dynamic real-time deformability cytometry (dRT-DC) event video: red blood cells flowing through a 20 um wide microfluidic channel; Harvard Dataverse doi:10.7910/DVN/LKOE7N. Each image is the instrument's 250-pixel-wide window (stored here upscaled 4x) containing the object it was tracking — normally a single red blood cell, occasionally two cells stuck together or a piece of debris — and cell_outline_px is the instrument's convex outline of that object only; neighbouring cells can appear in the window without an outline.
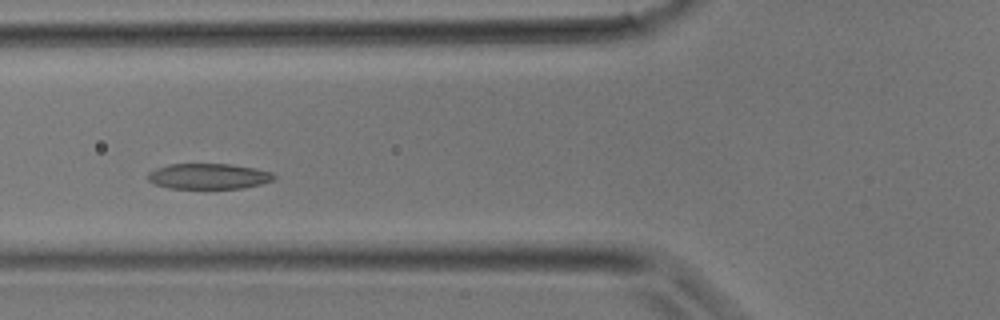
{"species": "common noctule bat (a hibernating species)", "species_latin": "Nyctalus noctula", "temperature_condition": "room temperature", "stored_images_in_passage": 26, "camera_frame_rate_fps": 3000, "um_per_image_px": 0.085, "animal": {"sex": "male", "body_mass_g": 17.9}, "frame": {"image": 1, "passage_image": 4, "time_ms": 1.0, "image_size_px": [1000, 320], "cell_outline_px": [[276, 176], [272, 180], [260, 184], [244, 188], [168, 188], [156, 184], [148, 180], [148, 172], [156, 168], [168, 164], [232, 164], [256, 168], [272, 172]], "centroid_in_image_um": [17.73, 14.97], "position_along_channel_um": 108.1, "area_um2": 18.79}}
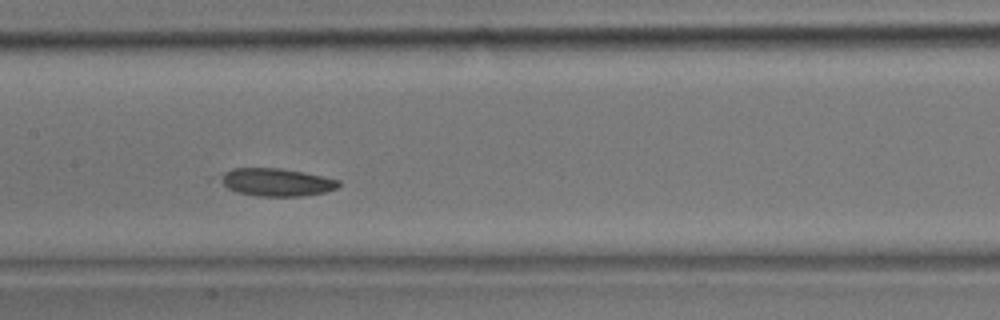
{"frame": {"image": 2, "passage_image": 8, "time_ms": 2.333, "image_size_px": [1000, 320], "cell_outline_px": [[340, 184], [336, 188], [324, 192], [300, 196], [256, 196], [236, 192], [228, 188], [216, 180], [224, 172], [232, 168], [280, 168], [340, 180]], "centroid_in_image_um": [23.41, 15.49], "position_along_channel_um": 184.0, "area_um2": 19.07}}
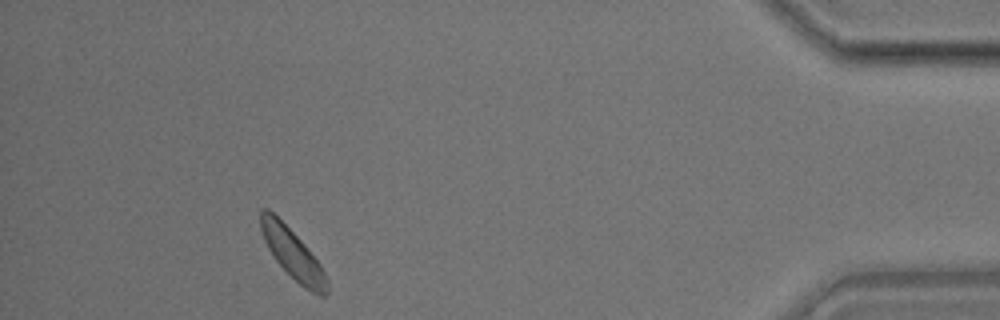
{"frame": {"image": 3, "passage_image": 23, "time_ms": 7.333, "image_size_px": [1000, 320], "cell_outline_px": [[328, 292], [324, 296], [320, 296], [304, 288], [276, 260], [268, 248], [264, 240], [260, 228], [260, 212], [264, 208], [268, 208], [304, 244], [320, 264], [328, 280]], "centroid_in_image_um": [24.88, 21.59], "position_along_channel_um": 410.3, "area_um2": 18.79}}